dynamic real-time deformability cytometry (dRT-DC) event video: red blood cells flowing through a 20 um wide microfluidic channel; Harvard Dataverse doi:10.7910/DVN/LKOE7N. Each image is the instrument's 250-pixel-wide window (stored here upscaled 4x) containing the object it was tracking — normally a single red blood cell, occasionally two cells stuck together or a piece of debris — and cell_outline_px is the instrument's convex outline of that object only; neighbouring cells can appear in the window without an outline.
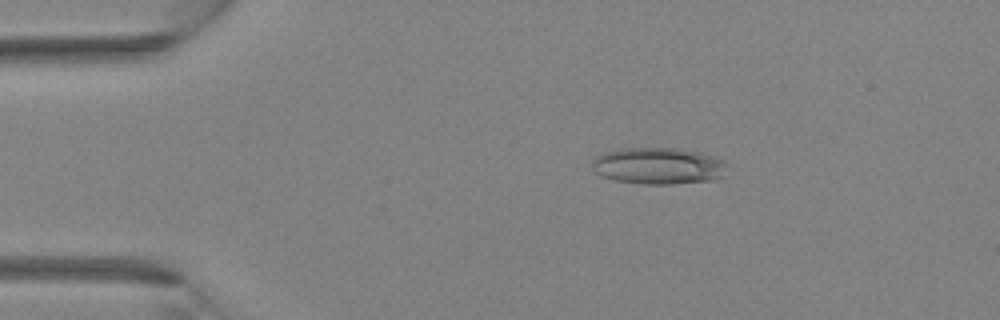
{"species": "Egyptian fruit bat (a non-hibernating species)", "species_latin": "Rousettus aegyptiacus", "temperature_condition": "room temperature", "stored_images_in_passage": 2, "camera_frame_rate_fps": 3000, "um_per_image_px": 0.085, "animal": {"sex": "female"}, "frame": {"image": 1, "passage_image": 2, "time_ms": 1.0, "image_size_px": [1000, 320], "cell_outline_px": [[728, 164], [720, 176], [712, 180], [672, 184], [644, 184], [616, 180], [604, 176], [596, 172], [592, 168], [592, 160], [596, 156], [604, 152], [620, 148], [680, 148], [712, 156], [724, 160]], "centroid_in_image_um": [55.93, 14.09], "position_along_channel_um": 29.1, "area_um2": 28.67}}